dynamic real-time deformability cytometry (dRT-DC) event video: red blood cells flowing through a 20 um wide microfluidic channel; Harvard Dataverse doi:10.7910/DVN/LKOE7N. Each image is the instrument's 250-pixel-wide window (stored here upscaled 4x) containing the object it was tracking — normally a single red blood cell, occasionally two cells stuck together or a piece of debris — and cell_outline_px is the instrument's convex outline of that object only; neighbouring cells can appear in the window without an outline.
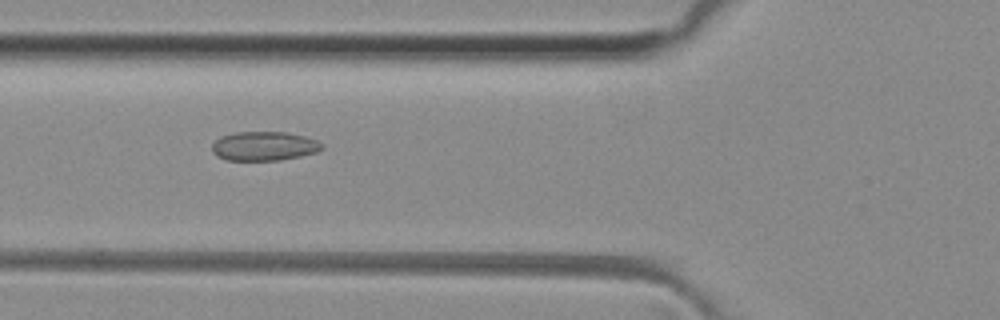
{"species": "common noctule bat (a hibernating species)", "species_latin": "Nyctalus noctula", "temperature_condition": "room temperature", "stored_images_in_passage": 34, "camera_frame_rate_fps": 3000, "um_per_image_px": 0.085, "animal": {"sex": "female", "body_mass_g": 29.2, "forearm_length_mm": 56.3}, "frame": {"image": 1, "passage_image": 3, "time_ms": 0.667, "image_size_px": [1000, 320], "cell_outline_px": [[324, 148], [316, 152], [300, 156], [280, 160], [228, 160], [216, 156], [212, 152], [212, 144], [220, 136], [236, 132], [288, 132], [304, 136], [316, 140], [324, 144]], "centroid_in_image_um": [22.45, 12.41], "position_along_channel_um": 103.4, "area_um2": 18.73}}
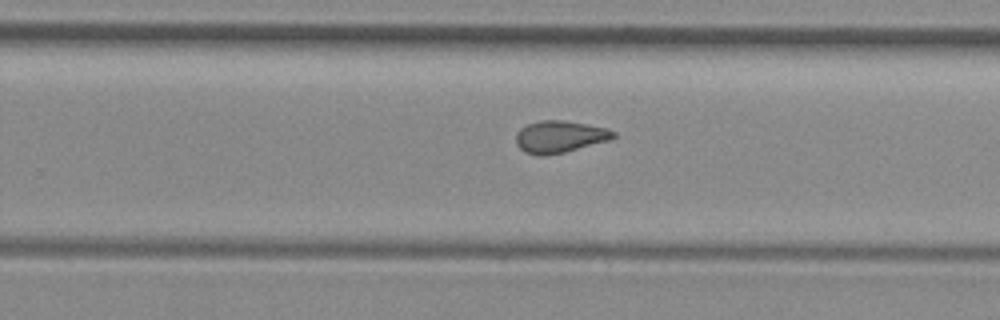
{"frame": {"image": 2, "passage_image": 16, "time_ms": 5.0, "image_size_px": [1000, 320], "cell_outline_px": [[616, 136], [608, 140], [564, 152], [544, 156], [536, 156], [524, 152], [516, 144], [516, 132], [520, 128], [528, 124], [540, 120], [564, 120], [588, 124], [608, 128], [616, 132]], "centroid_in_image_um": [47.55, 11.61], "position_along_channel_um": 282.3, "area_um2": 18.26}}
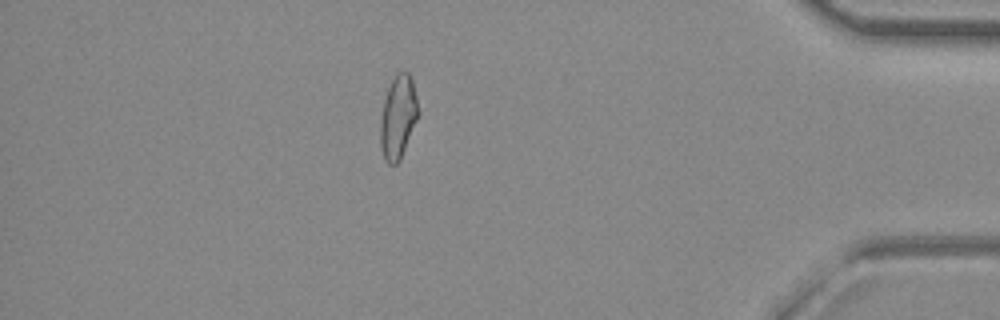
{"frame": {"image": 3, "passage_image": 28, "time_ms": 9.0, "image_size_px": [1000, 320], "cell_outline_px": [[420, 112], [400, 160], [396, 164], [388, 164], [384, 160], [380, 148], [380, 120], [384, 100], [388, 88], [396, 72], [408, 72], [412, 80]], "centroid_in_image_um": [33.83, 9.97], "position_along_channel_um": 401.4, "area_um2": 18.44}}